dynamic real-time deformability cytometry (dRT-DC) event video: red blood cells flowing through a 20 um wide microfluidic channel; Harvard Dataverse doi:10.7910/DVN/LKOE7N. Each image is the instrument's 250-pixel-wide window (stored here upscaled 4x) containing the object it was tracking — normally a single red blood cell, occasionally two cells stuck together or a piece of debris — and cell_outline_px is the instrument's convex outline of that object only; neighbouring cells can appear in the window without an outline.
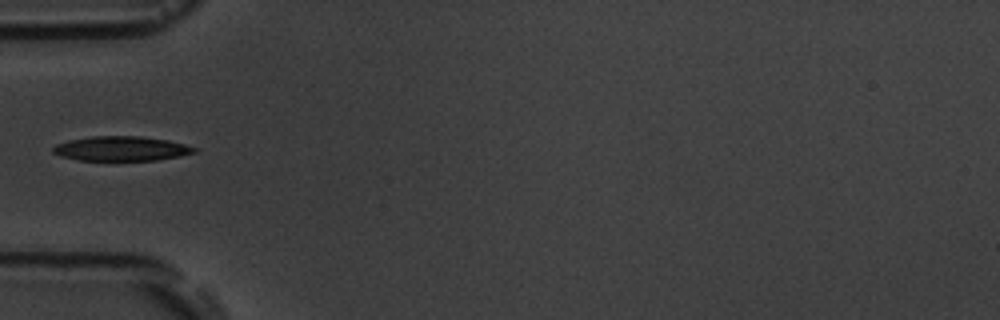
{"species": "common noctule bat (a hibernating species)", "species_latin": "Nyctalus noctula", "temperature_condition": "room temperature", "stored_images_in_passage": 1, "camera_frame_rate_fps": 3000, "um_per_image_px": 0.085, "animal": {"sex": "male", "body_mass_g": 19.5, "forearm_length_mm": 54.6}, "frame": {"image": 1, "passage_image": 1, "time_ms": 0.0, "image_size_px": [1000, 320], "cell_outline_px": [[196, 152], [180, 156], [156, 160], [80, 160], [60, 156], [52, 152], [52, 148], [56, 144], [68, 140], [92, 136], [140, 136], [168, 140], [184, 144], [196, 148]], "centroid_in_image_um": [10.29, 12.63], "position_along_channel_um": 74.7, "area_um2": 20.17}}